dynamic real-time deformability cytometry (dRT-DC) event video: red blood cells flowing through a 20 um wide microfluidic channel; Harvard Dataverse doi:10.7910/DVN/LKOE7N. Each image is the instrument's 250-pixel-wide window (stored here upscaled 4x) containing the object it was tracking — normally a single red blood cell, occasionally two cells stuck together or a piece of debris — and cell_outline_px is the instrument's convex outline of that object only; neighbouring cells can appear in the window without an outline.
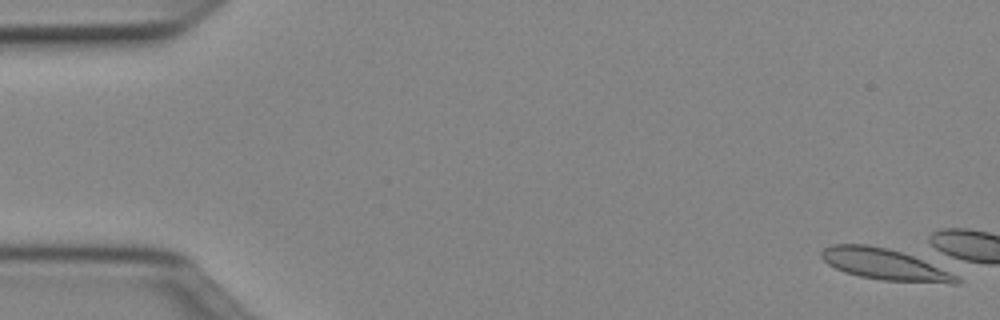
{"species": "Egyptian fruit bat (a non-hibernating species)", "species_latin": "Rousettus aegyptiacus", "temperature_condition": "cold", "stored_images_in_passage": 1, "camera_frame_rate_fps": 3000, "um_per_image_px": 0.085, "animal": {"sex": "female"}, "frame": {"image": 1, "passage_image": 1, "time_ms": 0.0, "image_size_px": [1000, 320], "cell_outline_px": [[960, 284], [952, 284], [884, 280], [860, 276], [844, 272], [828, 264], [820, 256], [820, 252], [824, 248], [832, 244], [864, 244], [888, 248], [948, 268], [960, 280]], "centroid_in_image_um": [75.25, 22.47], "position_along_channel_um": 9.8, "area_um2": 24.74}}